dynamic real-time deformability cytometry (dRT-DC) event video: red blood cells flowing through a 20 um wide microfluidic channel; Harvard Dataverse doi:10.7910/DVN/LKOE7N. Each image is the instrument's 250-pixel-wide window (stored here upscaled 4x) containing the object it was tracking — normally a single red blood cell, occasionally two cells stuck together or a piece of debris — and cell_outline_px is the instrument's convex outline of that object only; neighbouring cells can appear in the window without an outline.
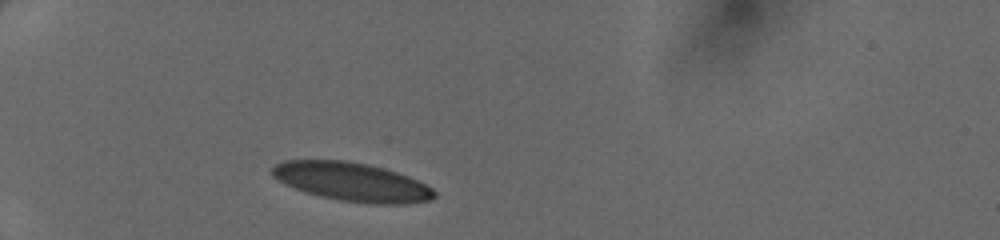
{"species": "human", "species_latin": "Homo sapiens", "temperature_condition": "cold", "stored_images_in_passage": 4, "camera_frame_rate_fps": 3000, "um_per_image_px": 0.085, "donor": {"sex": "female"}, "frame": {"image": 1, "passage_image": 1, "time_ms": 0.0, "image_size_px": [1000, 240], "cell_outline_px": [[436, 196], [432, 200], [404, 204], [376, 204], [340, 200], [320, 196], [304, 192], [272, 176], [272, 168], [276, 164], [284, 160], [344, 160], [368, 164], [384, 168], [408, 176], [432, 188], [436, 192]], "centroid_in_image_um": [29.94, 15.46], "position_along_channel_um": 55.1, "area_um2": 36.3}}
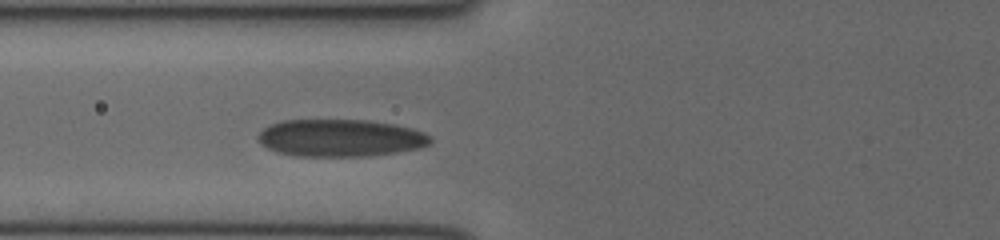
{"frame": {"image": 2, "passage_image": 4, "time_ms": 1.0, "image_size_px": [1000, 240], "cell_outline_px": [[432, 140], [428, 144], [420, 148], [396, 152], [364, 156], [292, 156], [276, 152], [260, 144], [256, 136], [264, 128], [280, 120], [368, 120], [392, 124], [412, 128], [424, 132], [432, 136]], "centroid_in_image_um": [28.91, 11.73], "position_along_channel_um": 96.9, "area_um2": 37.63}}